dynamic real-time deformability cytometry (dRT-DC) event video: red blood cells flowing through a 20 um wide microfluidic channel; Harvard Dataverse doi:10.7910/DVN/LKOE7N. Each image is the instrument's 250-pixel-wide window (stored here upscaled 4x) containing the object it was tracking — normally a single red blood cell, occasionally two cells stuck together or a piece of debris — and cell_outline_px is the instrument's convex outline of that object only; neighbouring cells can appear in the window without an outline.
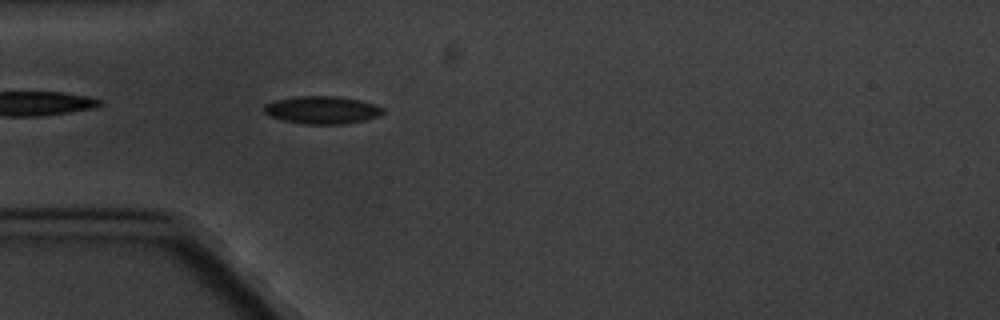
{"species": "common noctule bat (a hibernating species)", "species_latin": "Nyctalus noctula", "temperature_condition": "cold", "stored_images_in_passage": 2, "camera_frame_rate_fps": 3000, "um_per_image_px": 0.085, "animal": {"sex": "male", "body_mass_g": 20.1, "forearm_length_mm": 53.5}, "frame": {"image": 1, "passage_image": 2, "time_ms": 1.333, "image_size_px": [1000, 320], "cell_outline_px": [[384, 112], [380, 116], [348, 124], [304, 124], [284, 120], [268, 116], [264, 112], [264, 104], [272, 100], [296, 96], [336, 96], [360, 100], [384, 108]], "centroid_in_image_um": [27.35, 9.35], "position_along_channel_um": 57.6, "area_um2": 19.36}}